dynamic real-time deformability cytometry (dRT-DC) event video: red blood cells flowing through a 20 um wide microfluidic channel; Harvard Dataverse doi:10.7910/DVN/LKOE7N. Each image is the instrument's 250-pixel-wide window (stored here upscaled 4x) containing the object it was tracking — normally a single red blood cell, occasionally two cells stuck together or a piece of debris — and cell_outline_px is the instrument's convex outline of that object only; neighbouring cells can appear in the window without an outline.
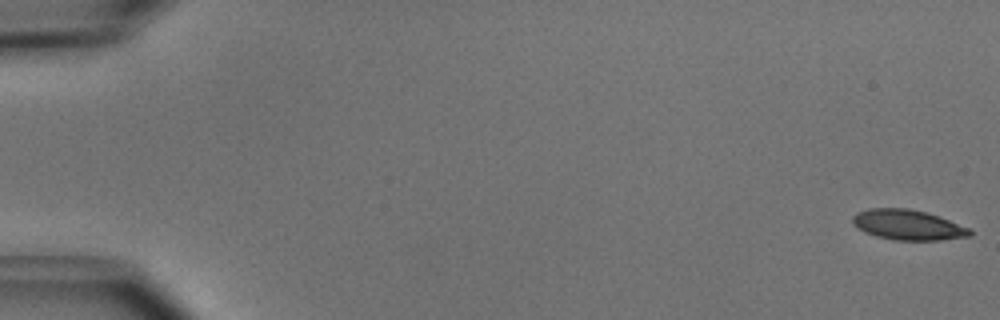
{"species": "common noctule bat (a hibernating species)", "species_latin": "Nyctalus noctula", "temperature_condition": "cold", "stored_images_in_passage": 17, "camera_frame_rate_fps": 3000, "um_per_image_px": 0.085, "animal": {"sex": "male", "body_mass_g": 15.6}, "frame": {"image": 1, "passage_image": 1, "time_ms": 0.0, "image_size_px": [1000, 320], "cell_outline_px": [[972, 232], [968, 236], [940, 240], [896, 240], [876, 236], [864, 232], [852, 224], [852, 216], [856, 212], [868, 208], [908, 208], [940, 216], [968, 228]], "centroid_in_image_um": [77.11, 19.1], "position_along_channel_um": 7.9, "area_um2": 20.58}}
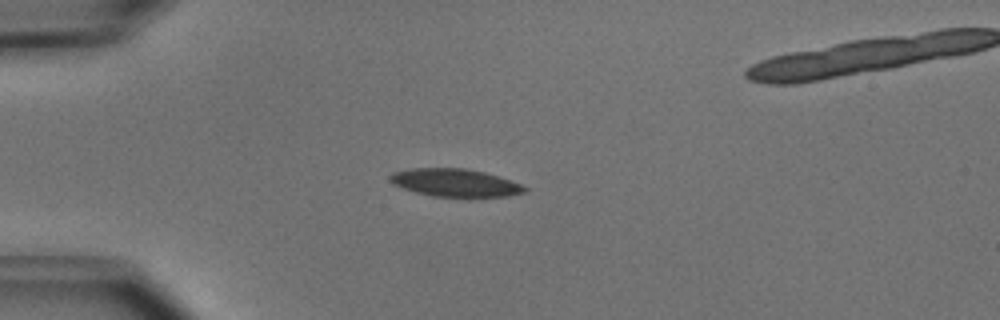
{"frame": {"image": 2, "passage_image": 14, "time_ms": 4.333, "image_size_px": [1000, 320], "cell_outline_px": [[528, 192], [508, 196], [468, 200], [432, 196], [416, 192], [392, 184], [388, 180], [388, 176], [392, 172], [412, 168], [464, 168], [484, 172], [520, 184], [528, 188]], "centroid_in_image_um": [38.7, 15.58], "position_along_channel_um": 46.3, "area_um2": 22.72}}